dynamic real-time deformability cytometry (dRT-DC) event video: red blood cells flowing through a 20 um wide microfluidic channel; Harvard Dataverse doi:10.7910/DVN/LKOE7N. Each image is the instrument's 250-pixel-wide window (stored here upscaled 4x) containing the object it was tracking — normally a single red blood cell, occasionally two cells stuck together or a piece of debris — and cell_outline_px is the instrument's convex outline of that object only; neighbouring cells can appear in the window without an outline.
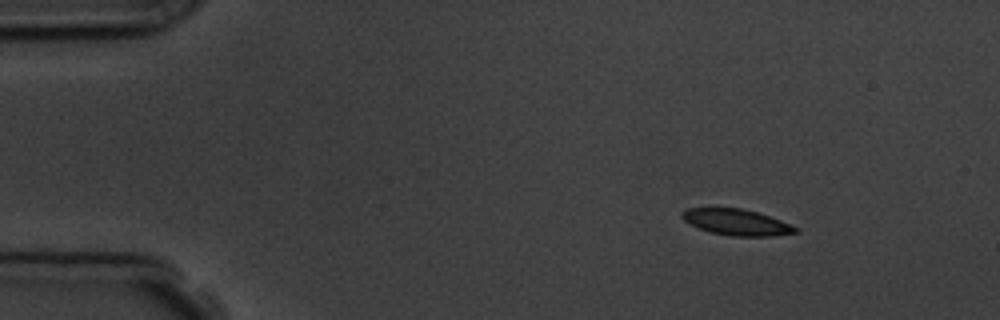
{"species": "common noctule bat (a hibernating species)", "species_latin": "Nyctalus noctula", "temperature_condition": "room temperature", "stored_images_in_passage": 3, "camera_frame_rate_fps": 3000, "um_per_image_px": 0.085, "animal": {"sex": "male", "body_mass_g": 19.5, "forearm_length_mm": 54.6}, "frame": {"image": 1, "passage_image": 1, "time_ms": 0.0, "image_size_px": [1000, 320], "cell_outline_px": [[800, 232], [772, 236], [732, 236], [712, 232], [700, 228], [684, 220], [680, 216], [680, 212], [684, 208], [740, 208], [756, 212], [780, 220], [800, 228]], "centroid_in_image_um": [62.62, 18.88], "position_along_channel_um": 22.4, "area_um2": 17.17}}